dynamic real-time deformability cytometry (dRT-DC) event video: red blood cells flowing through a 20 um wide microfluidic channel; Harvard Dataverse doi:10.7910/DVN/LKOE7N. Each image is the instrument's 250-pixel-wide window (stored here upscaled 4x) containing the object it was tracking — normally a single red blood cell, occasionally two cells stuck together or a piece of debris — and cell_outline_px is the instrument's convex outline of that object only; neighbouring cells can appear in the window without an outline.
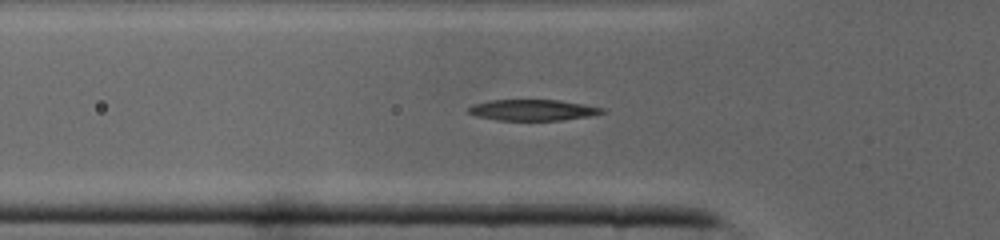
{"species": "common noctule bat (a hibernating species)", "species_latin": "Nyctalus noctula", "temperature_condition": "cold", "stored_images_in_passage": 32, "camera_frame_rate_fps": 3000, "um_per_image_px": 0.085, "animal": {"sex": "male", "body_mass_g": 19.0, "forearm_length_mm": 50.8}, "frame": {"image": 1, "passage_image": 3, "time_ms": 0.667, "image_size_px": [1000, 240], "cell_outline_px": [[608, 112], [588, 116], [560, 120], [496, 120], [476, 116], [468, 112], [468, 108], [472, 104], [488, 100], [560, 100], [584, 104], [604, 108]], "centroid_in_image_um": [45.28, 9.35], "position_along_channel_um": 80.5, "area_um2": 16.42}}
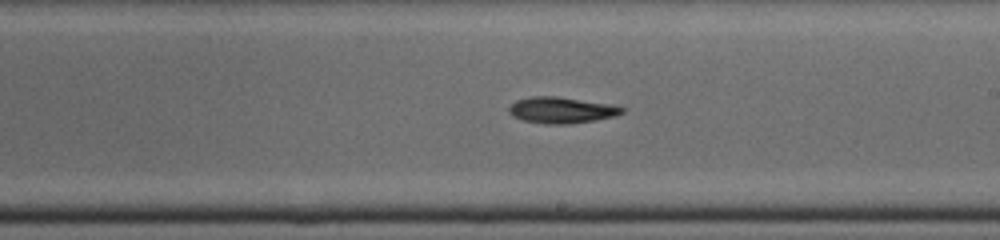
{"frame": {"image": 2, "passage_image": 13, "time_ms": 4.0, "image_size_px": [1000, 240], "cell_outline_px": [[628, 108], [624, 112], [616, 116], [596, 120], [568, 124], [544, 124], [524, 120], [512, 116], [508, 112], [508, 108], [516, 100], [532, 96], [556, 96], [612, 104]], "centroid_in_image_um": [47.76, 9.36], "position_along_channel_um": 241.2, "area_um2": 17.46}}
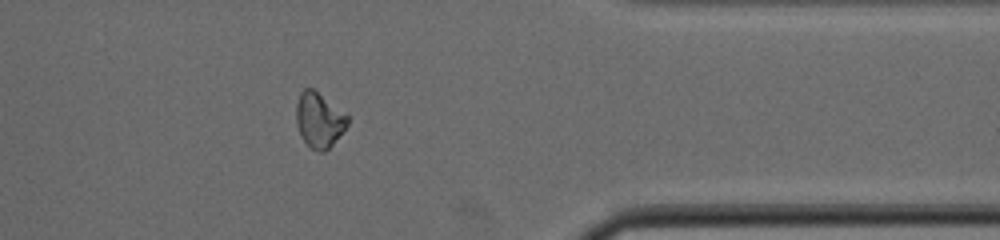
{"frame": {"image": 3, "passage_image": 23, "time_ms": 7.333, "image_size_px": [1000, 240], "cell_outline_px": [[348, 124], [332, 144], [324, 152], [316, 152], [304, 140], [296, 124], [296, 104], [300, 92], [304, 88], [312, 88], [348, 112]], "centroid_in_image_um": [27.14, 10.16], "position_along_channel_um": 384.3, "area_um2": 16.59}}